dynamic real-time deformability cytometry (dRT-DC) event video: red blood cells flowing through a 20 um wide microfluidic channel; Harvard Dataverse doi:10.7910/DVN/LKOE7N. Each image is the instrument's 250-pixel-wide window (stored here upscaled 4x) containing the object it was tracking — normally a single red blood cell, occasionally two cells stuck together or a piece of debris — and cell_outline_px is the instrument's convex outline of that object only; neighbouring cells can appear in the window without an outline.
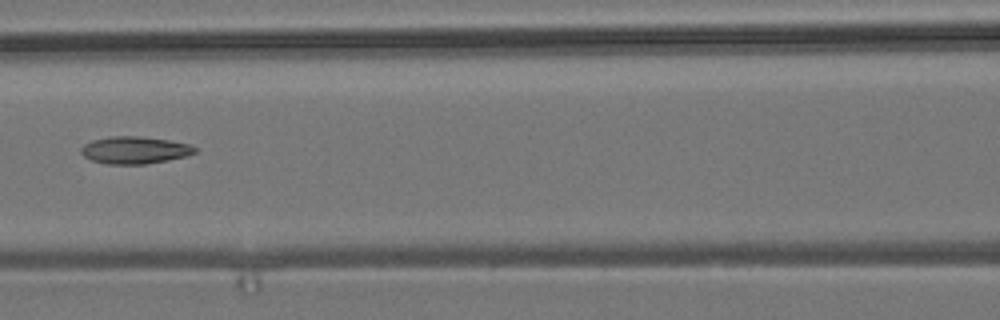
{"species": "common noctule bat (a hibernating species)", "species_latin": "Nyctalus noctula", "temperature_condition": "room temperature", "stored_images_in_passage": 7, "camera_frame_rate_fps": 3000, "um_per_image_px": 0.085, "animal": {"sex": "male", "body_mass_g": 19.2, "forearm_length_mm": 51.8}, "frame": {"image": 1, "passage_image": 6, "time_ms": 1.667, "image_size_px": [1000, 320], "cell_outline_px": [[196, 152], [188, 156], [168, 160], [144, 164], [108, 164], [92, 160], [84, 156], [80, 152], [80, 148], [84, 144], [92, 140], [108, 136], [140, 136], [168, 140], [188, 144], [196, 148]], "centroid_in_image_um": [11.43, 12.75], "position_along_channel_um": 155.2, "area_um2": 18.09}}
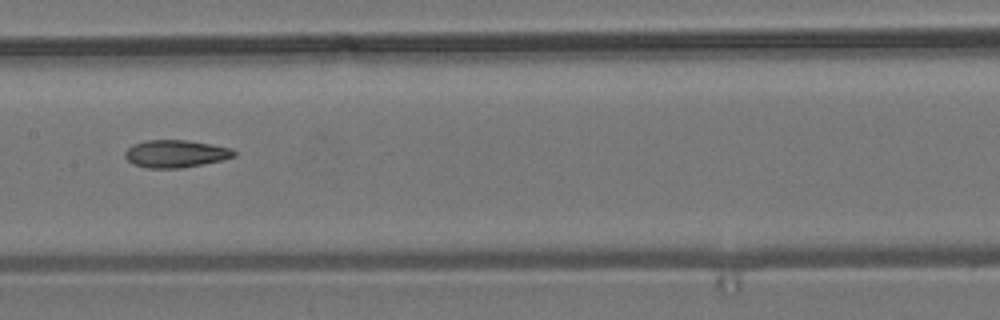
{"frame": {"image": 2, "passage_image": 7, "time_ms": 2.0, "image_size_px": [1000, 320], "cell_outline_px": [[236, 156], [224, 160], [180, 168], [148, 168], [132, 164], [124, 156], [124, 152], [132, 144], [144, 140], [188, 140], [232, 148], [236, 152]], "centroid_in_image_um": [14.92, 13.06], "position_along_channel_um": 192.5, "area_um2": 17.63}}